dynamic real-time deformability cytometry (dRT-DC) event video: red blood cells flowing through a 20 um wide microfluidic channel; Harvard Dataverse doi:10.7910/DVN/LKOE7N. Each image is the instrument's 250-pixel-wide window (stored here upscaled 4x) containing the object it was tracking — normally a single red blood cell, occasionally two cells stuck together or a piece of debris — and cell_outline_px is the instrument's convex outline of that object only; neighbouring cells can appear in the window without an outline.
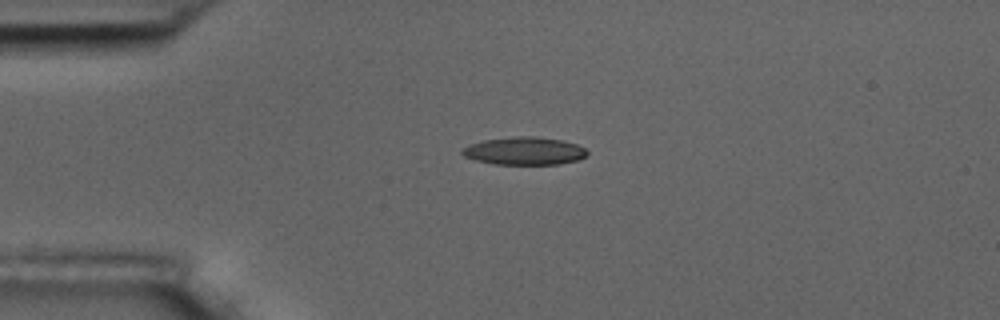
{"species": "common noctule bat (a hibernating species)", "species_latin": "Nyctalus noctula", "temperature_condition": "room temperature", "stored_images_in_passage": 2, "camera_frame_rate_fps": 3000, "um_per_image_px": 0.085, "animal": {"sex": "male", "body_mass_g": 17.5, "forearm_length_mm": 52.3}, "frame": {"image": 1, "passage_image": 1, "time_ms": 0.0, "image_size_px": [1000, 320], "cell_outline_px": [[588, 152], [580, 160], [560, 164], [496, 164], [476, 160], [464, 156], [460, 152], [460, 148], [468, 144], [484, 140], [520, 136], [532, 136], [564, 140], [576, 144], [584, 148]], "centroid_in_image_um": [44.56, 12.83], "position_along_channel_um": 40.4, "area_um2": 20.29}}